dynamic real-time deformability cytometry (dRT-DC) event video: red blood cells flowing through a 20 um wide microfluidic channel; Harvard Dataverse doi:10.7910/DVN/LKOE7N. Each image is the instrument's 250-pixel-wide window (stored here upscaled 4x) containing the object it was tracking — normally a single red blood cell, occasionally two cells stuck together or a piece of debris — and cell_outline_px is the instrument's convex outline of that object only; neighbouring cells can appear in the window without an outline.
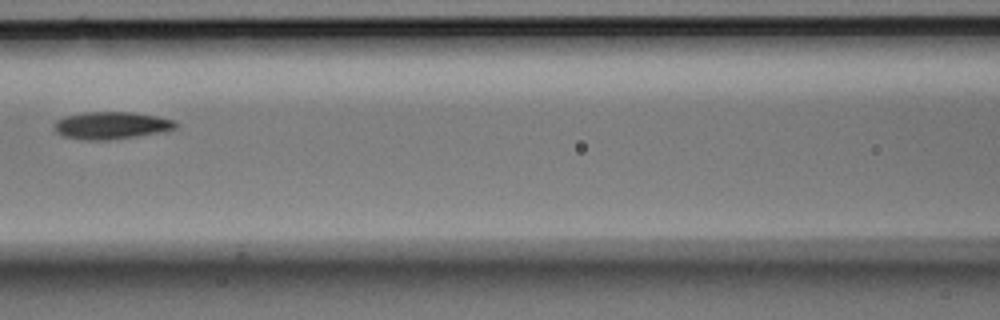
{"species": "Egyptian fruit bat (a non-hibernating species)", "species_latin": "Rousettus aegyptiacus", "temperature_condition": "room temperature", "stored_images_in_passage": 10, "camera_frame_rate_fps": 3000, "um_per_image_px": 0.085, "animal": {"sex": "male"}, "frame": {"image": 1, "passage_image": 9, "time_ms": 2.667, "image_size_px": [1000, 320], "cell_outline_px": [[180, 124], [176, 128], [164, 132], [108, 140], [84, 140], [64, 136], [56, 132], [52, 124], [56, 120], [64, 116], [80, 112], [132, 112], [156, 116], [176, 120]], "centroid_in_image_um": [9.47, 10.65], "position_along_channel_um": 157.1, "area_um2": 19.65}}
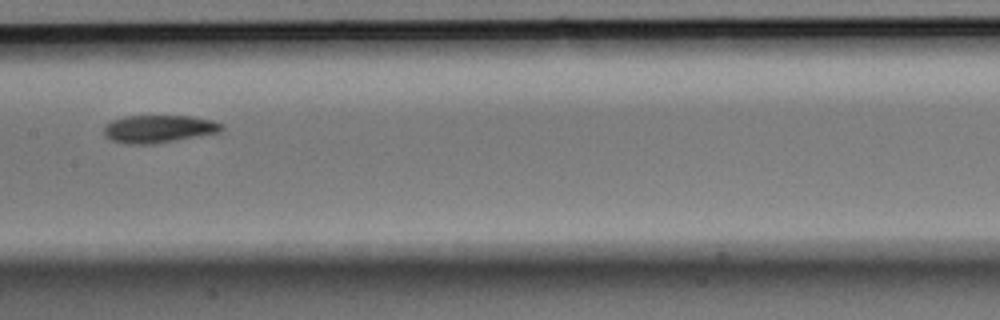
{"frame": {"image": 2, "passage_image": 10, "time_ms": 3.0, "image_size_px": [1000, 320], "cell_outline_px": [[224, 128], [220, 132], [156, 144], [124, 144], [112, 140], [104, 136], [104, 128], [112, 120], [124, 116], [192, 116], [212, 120], [224, 124]], "centroid_in_image_um": [13.51, 10.96], "position_along_channel_um": 193.9, "area_um2": 19.13}}